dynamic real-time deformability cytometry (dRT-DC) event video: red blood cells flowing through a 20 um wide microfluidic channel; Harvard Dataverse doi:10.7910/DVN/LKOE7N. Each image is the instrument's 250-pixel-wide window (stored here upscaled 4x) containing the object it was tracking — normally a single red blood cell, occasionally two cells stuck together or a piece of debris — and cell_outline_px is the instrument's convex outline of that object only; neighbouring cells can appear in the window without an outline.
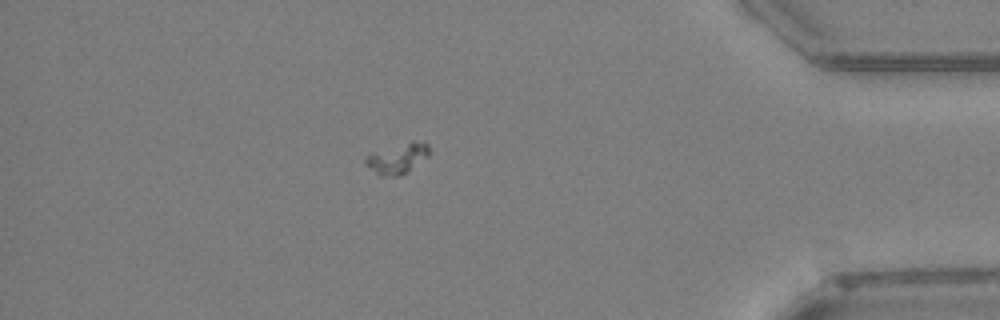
{"species": "Egyptian fruit bat (a non-hibernating species)", "species_latin": "Rousettus aegyptiacus", "temperature_condition": "warm", "stored_images_in_passage": 32, "camera_frame_rate_fps": 3000, "um_per_image_px": 0.085, "animal": {"sex": "female"}, "frame": {"image": 1, "passage_image": 27, "time_ms": 8.667, "image_size_px": [1000, 320], "cell_outline_px": [[428, 156], [408, 172], [400, 176], [380, 176], [364, 164], [364, 160], [368, 156], [412, 140], [424, 140], [428, 144]], "centroid_in_image_um": [33.84, 13.48], "position_along_channel_um": 401.4, "area_um2": 10.98}}